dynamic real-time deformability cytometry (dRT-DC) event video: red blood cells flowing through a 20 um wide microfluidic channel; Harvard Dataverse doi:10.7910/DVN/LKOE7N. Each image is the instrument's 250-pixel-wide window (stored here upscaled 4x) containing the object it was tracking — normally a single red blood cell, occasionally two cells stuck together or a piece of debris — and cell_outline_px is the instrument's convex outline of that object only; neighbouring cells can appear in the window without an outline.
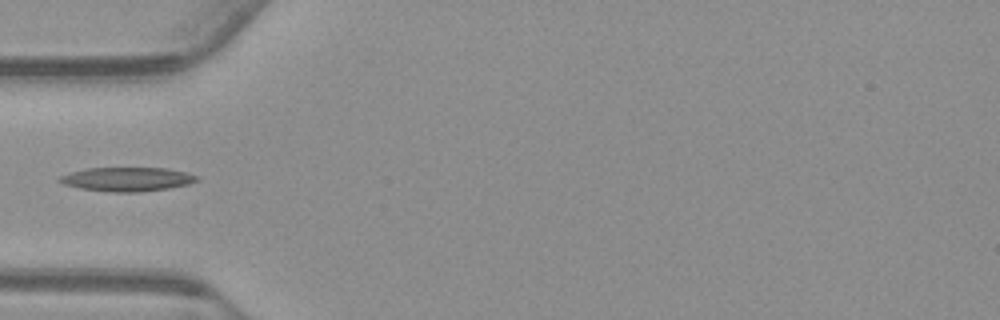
{"species": "common noctule bat (a hibernating species)", "species_latin": "Nyctalus noctula", "temperature_condition": "warm", "stored_images_in_passage": 38, "camera_frame_rate_fps": 3000, "um_per_image_px": 0.085, "animal": {"sex": "male", "body_mass_g": 23.1, "forearm_length_mm": 52.7}, "frame": {"image": 1, "passage_image": 1, "time_ms": 0.0, "image_size_px": [1000, 320], "cell_outline_px": [[200, 180], [188, 184], [168, 188], [140, 192], [112, 192], [80, 188], [64, 184], [56, 180], [60, 176], [72, 172], [88, 168], [168, 168], [200, 176]], "centroid_in_image_um": [10.83, 15.23], "position_along_channel_um": 74.2, "area_um2": 19.13}}
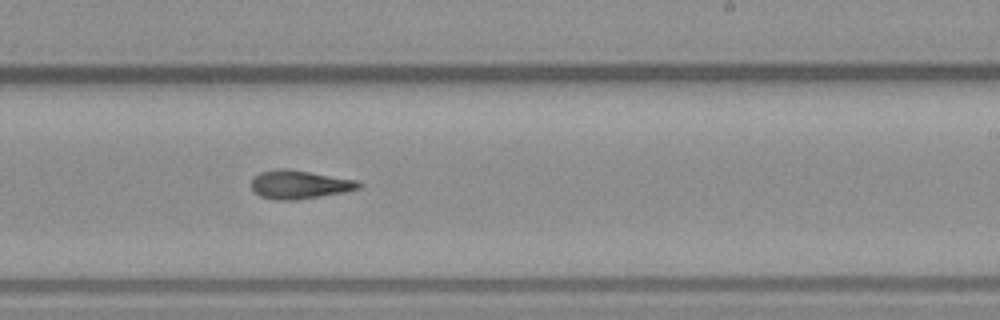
{"frame": {"image": 2, "passage_image": 16, "time_ms": 5.0, "image_size_px": [1000, 320], "cell_outline_px": [[364, 184], [360, 188], [344, 192], [296, 200], [276, 200], [260, 196], [252, 188], [252, 176], [260, 172], [280, 168], [284, 168], [356, 180]], "centroid_in_image_um": [25.44, 15.69], "position_along_channel_um": 263.6, "area_um2": 17.69}}
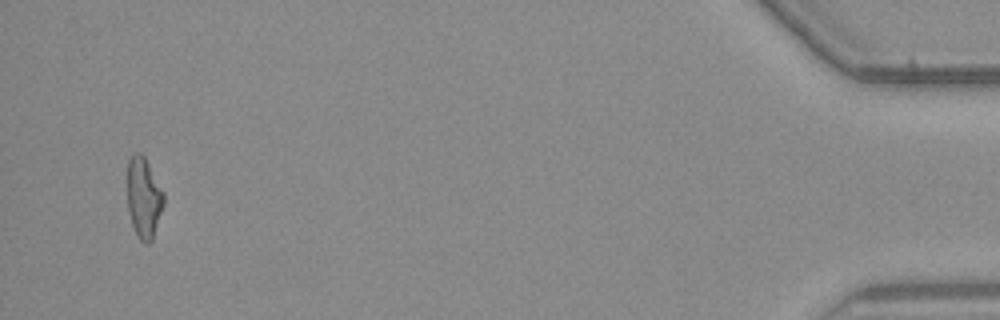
{"frame": {"image": 3, "passage_image": 36, "time_ms": 11.667, "image_size_px": [1000, 320], "cell_outline_px": [[164, 204], [152, 240], [148, 244], [144, 244], [140, 240], [132, 224], [128, 212], [128, 160], [136, 152], [140, 152], [144, 156], [164, 192]], "centroid_in_image_um": [12.23, 16.82], "position_along_channel_um": 423.0, "area_um2": 16.99}}